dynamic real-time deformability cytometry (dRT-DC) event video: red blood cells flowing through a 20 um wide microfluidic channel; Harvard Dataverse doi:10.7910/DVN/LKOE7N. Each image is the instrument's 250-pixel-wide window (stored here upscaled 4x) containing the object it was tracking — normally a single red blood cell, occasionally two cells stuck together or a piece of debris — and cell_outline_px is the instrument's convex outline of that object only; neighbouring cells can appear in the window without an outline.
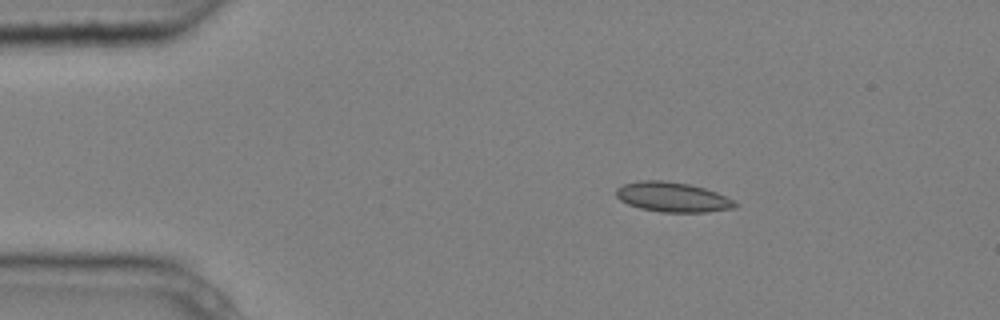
{"species": "common noctule bat (a hibernating species)", "species_latin": "Nyctalus noctula", "temperature_condition": "cold", "stored_images_in_passage": 3, "camera_frame_rate_fps": 3000, "um_per_image_px": 0.085, "animal": {"sex": "male", "body_mass_g": 20.4}, "frame": {"image": 1, "passage_image": 1, "time_ms": 0.0, "image_size_px": [1000, 320], "cell_outline_px": [[740, 204], [736, 208], [708, 212], [660, 212], [640, 208], [628, 204], [620, 200], [616, 196], [616, 188], [624, 184], [640, 180], [664, 180], [688, 184], [704, 188], [716, 192]], "centroid_in_image_um": [57.17, 16.75], "position_along_channel_um": 27.8, "area_um2": 20.69}}